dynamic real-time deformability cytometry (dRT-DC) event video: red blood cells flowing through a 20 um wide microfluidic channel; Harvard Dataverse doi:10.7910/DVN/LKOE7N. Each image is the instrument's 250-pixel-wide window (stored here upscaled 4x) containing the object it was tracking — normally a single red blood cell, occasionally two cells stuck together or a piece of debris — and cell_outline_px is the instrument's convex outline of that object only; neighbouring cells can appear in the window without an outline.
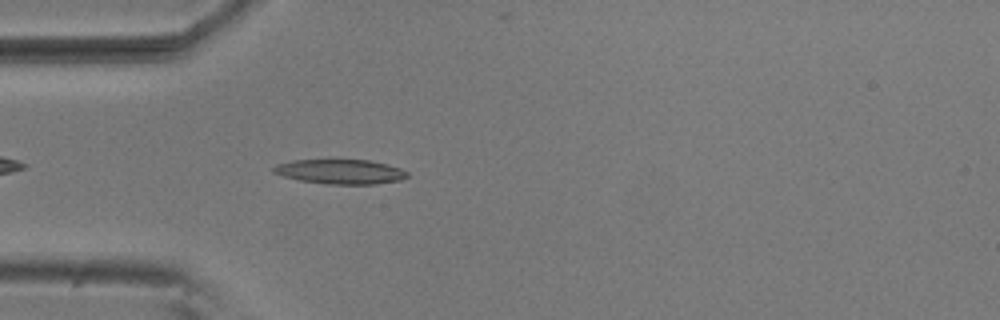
{"species": "common noctule bat (a hibernating species)", "species_latin": "Nyctalus noctula", "temperature_condition": "room temperature", "stored_images_in_passage": 4, "camera_frame_rate_fps": 3000, "um_per_image_px": 0.085, "animal": {"sex": "male", "body_mass_g": 20.5, "forearm_length_mm": 52.5}, "frame": {"image": 1, "passage_image": 4, "time_ms": 1.0, "image_size_px": [1000, 320], "cell_outline_px": [[408, 176], [400, 180], [376, 184], [328, 184], [300, 180], [284, 176], [272, 172], [272, 168], [276, 164], [292, 160], [368, 160], [388, 164], [400, 168], [408, 172]], "centroid_in_image_um": [28.93, 14.59], "position_along_channel_um": 56.1, "area_um2": 19.13}}